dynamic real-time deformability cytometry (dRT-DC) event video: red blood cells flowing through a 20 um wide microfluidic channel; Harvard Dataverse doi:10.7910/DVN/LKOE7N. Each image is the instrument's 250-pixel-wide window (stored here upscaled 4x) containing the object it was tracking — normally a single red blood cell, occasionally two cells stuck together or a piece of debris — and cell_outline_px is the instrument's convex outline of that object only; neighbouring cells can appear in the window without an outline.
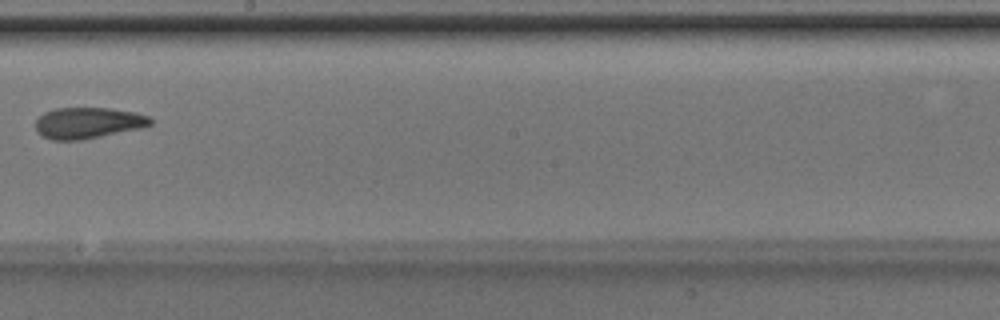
{"species": "Egyptian fruit bat (a non-hibernating species)", "species_latin": "Rousettus aegyptiacus", "temperature_condition": "room temperature", "stored_images_in_passage": 8, "camera_frame_rate_fps": 3000, "um_per_image_px": 0.085, "animal": {"sex": "male"}, "frame": {"image": 1, "passage_image": 7, "time_ms": 2.0, "image_size_px": [1000, 320], "cell_outline_px": [[152, 124], [140, 128], [80, 140], [52, 140], [40, 136], [36, 132], [36, 120], [44, 112], [56, 108], [108, 108], [132, 112], [148, 116], [152, 120]], "centroid_in_image_um": [7.42, 10.45], "position_along_channel_um": 240.8, "area_um2": 20.69}}